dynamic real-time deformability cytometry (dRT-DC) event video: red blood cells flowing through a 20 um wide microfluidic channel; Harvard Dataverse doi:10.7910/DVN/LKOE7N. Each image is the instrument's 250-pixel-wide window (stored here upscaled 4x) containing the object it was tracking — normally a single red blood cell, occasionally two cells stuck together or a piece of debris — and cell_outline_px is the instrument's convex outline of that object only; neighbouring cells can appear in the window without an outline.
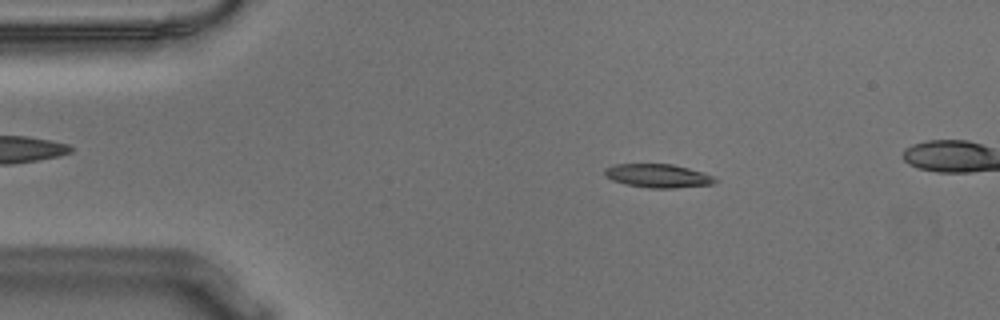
{"species": "Egyptian fruit bat (a non-hibernating species)", "species_latin": "Rousettus aegyptiacus", "temperature_condition": "warm", "stored_images_in_passage": 55, "camera_frame_rate_fps": 3000, "um_per_image_px": 0.085, "animal": {"sex": "male"}, "frame": {"image": 1, "passage_image": 9, "time_ms": 2.667, "image_size_px": [1000, 320], "cell_outline_px": [[720, 180], [712, 184], [676, 188], [648, 188], [624, 184], [612, 180], [604, 176], [604, 168], [616, 164], [672, 164], [704, 172], [716, 176]], "centroid_in_image_um": [55.95, 14.95], "position_along_channel_um": 29.0, "area_um2": 15.43}}
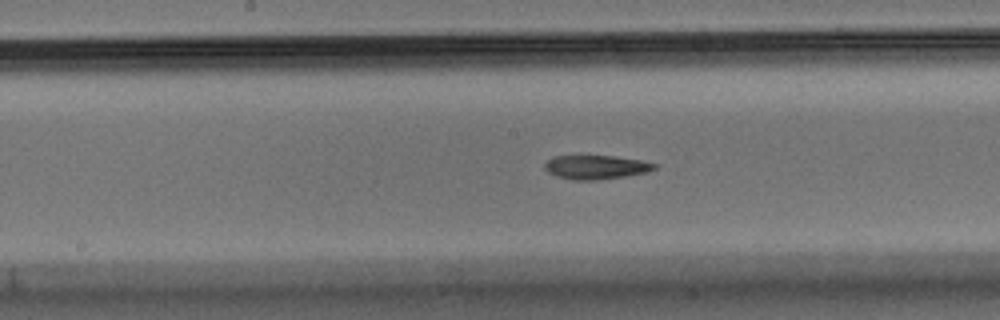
{"frame": {"image": 2, "passage_image": 27, "time_ms": 8.667, "image_size_px": [1000, 320], "cell_outline_px": [[656, 168], [648, 172], [624, 176], [596, 180], [572, 180], [556, 176], [548, 172], [544, 168], [544, 164], [548, 160], [556, 156], [612, 156], [640, 160], [656, 164]], "centroid_in_image_um": [50.64, 14.21], "position_along_channel_um": 197.6, "area_um2": 15.14}}
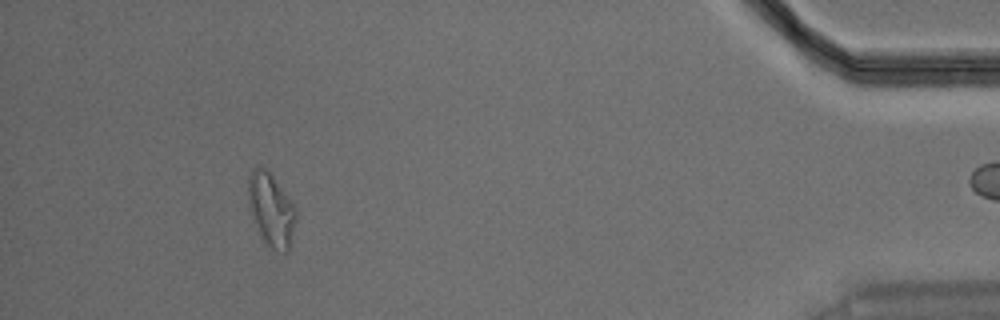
{"frame": {"image": 3, "passage_image": 50, "time_ms": 16.333, "image_size_px": [1000, 320], "cell_outline_px": [[296, 220], [288, 252], [284, 252], [272, 248], [260, 236], [248, 200], [248, 176], [260, 164], [272, 176], [296, 208]], "centroid_in_image_um": [23.06, 17.82], "position_along_channel_um": 412.1, "area_um2": 19.71}, "authors_computed_cell_mechanics": {"area_um2": 15.7794, "velocity_mm_per_s": 3.6193, "shape_relaxation_time_tau1_ms": null, "shape_relaxation_time_tau2_ms": 6.1464, "deformation_change_tau1": null, "deformation_change_tau2": 0.1476}}